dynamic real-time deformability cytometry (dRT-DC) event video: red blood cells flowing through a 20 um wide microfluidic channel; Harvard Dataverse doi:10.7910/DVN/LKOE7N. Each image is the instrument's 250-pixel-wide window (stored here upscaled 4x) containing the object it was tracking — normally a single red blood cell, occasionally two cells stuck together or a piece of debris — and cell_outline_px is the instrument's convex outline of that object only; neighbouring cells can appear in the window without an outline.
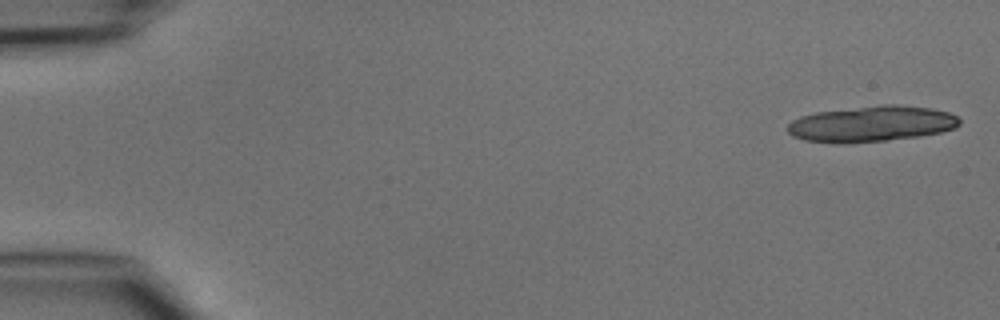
{"species": "common noctule bat (a hibernating species)", "species_latin": "Nyctalus noctula", "temperature_condition": "cold", "stored_images_in_passage": 32, "camera_frame_rate_fps": 3000, "um_per_image_px": 0.085, "animal": {"sex": "male", "body_mass_g": 15.6}, "frame": {"image": 1, "passage_image": 1, "time_ms": 0.0, "image_size_px": [1000, 320], "cell_outline_px": [[960, 124], [956, 128], [940, 132], [920, 136], [884, 140], [804, 140], [792, 136], [788, 132], [788, 124], [792, 120], [800, 116], [816, 112], [884, 104], [900, 104], [932, 108], [948, 112], [956, 116], [960, 120]], "centroid_in_image_um": [74.16, 10.47], "position_along_channel_um": 10.8, "area_um2": 34.85}}
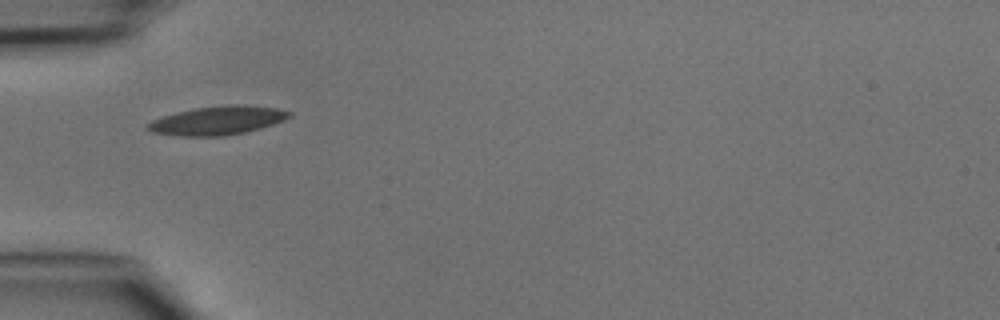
{"frame": {"image": 2, "passage_image": 4, "time_ms": 1.0, "image_size_px": [1000, 320], "cell_outline_px": [[292, 116], [284, 120], [260, 128], [244, 132], [220, 136], [184, 136], [152, 132], [144, 128], [144, 124], [152, 120], [164, 116], [196, 108], [228, 104], [244, 104], [276, 108], [292, 112]], "centroid_in_image_um": [18.49, 10.23], "position_along_channel_um": 66.5, "area_um2": 23.52}}
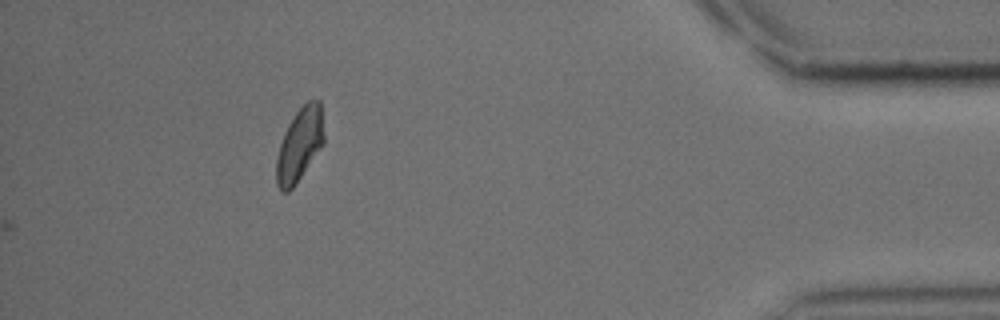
{"frame": {"image": 3, "passage_image": 32, "time_ms": 10.333, "image_size_px": [1000, 320], "cell_outline_px": [[324, 144], [296, 184], [288, 192], [280, 192], [276, 184], [276, 160], [280, 144], [284, 132], [288, 124], [296, 112], [308, 100], [320, 100], [324, 136]], "centroid_in_image_um": [25.46, 12.33], "position_along_channel_um": 409.7, "area_um2": 20.4}}